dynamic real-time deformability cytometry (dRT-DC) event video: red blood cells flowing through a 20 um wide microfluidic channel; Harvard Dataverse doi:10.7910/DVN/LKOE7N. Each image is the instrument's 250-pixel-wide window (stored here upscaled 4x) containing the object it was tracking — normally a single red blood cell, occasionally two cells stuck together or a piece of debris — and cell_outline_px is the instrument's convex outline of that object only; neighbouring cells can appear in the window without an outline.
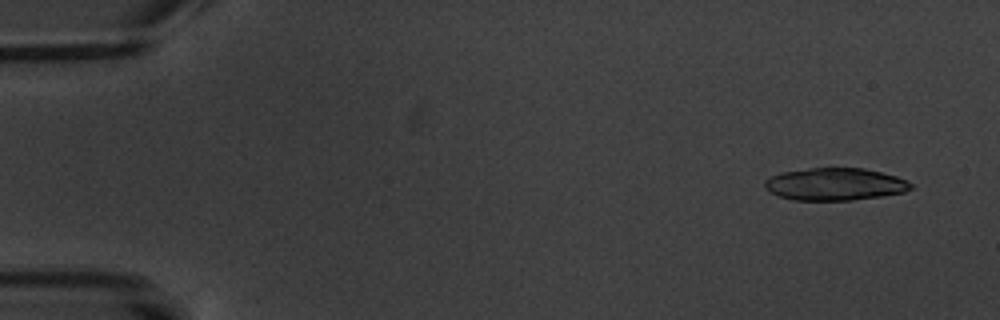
{"species": "common noctule bat (a hibernating species)", "species_latin": "Nyctalus noctula", "temperature_condition": "warm", "stored_images_in_passage": 5, "camera_frame_rate_fps": 3000, "um_per_image_px": 0.085, "animal": {"sex": "male", "body_mass_g": 20.1, "forearm_length_mm": 53.5}, "frame": {"image": 1, "passage_image": 1, "time_ms": 0.0, "image_size_px": [1000, 320], "cell_outline_px": [[912, 188], [904, 192], [880, 196], [852, 200], [796, 200], [776, 196], [764, 188], [764, 180], [780, 172], [808, 168], [864, 168], [896, 176], [912, 184]], "centroid_in_image_um": [70.92, 15.65], "position_along_channel_um": 14.1, "area_um2": 27.57}}